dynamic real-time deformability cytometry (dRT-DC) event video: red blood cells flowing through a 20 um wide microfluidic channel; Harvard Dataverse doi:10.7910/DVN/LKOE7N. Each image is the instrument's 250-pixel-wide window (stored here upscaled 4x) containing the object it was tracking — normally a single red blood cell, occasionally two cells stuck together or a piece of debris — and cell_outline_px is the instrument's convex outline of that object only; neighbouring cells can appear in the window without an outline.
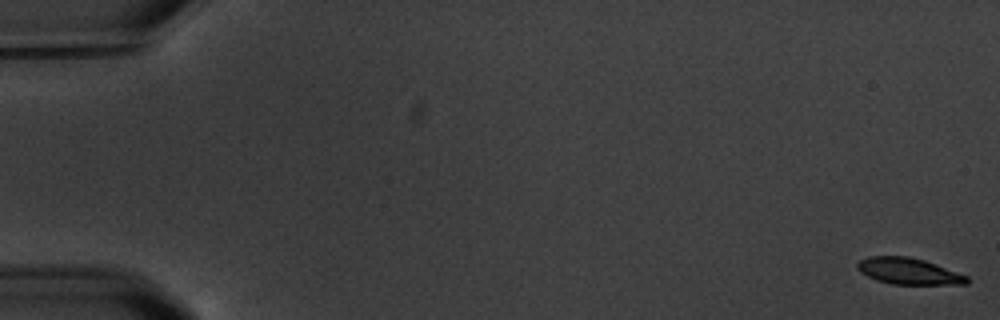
{"species": "common noctule bat (a hibernating species)", "species_latin": "Nyctalus noctula", "temperature_condition": "warm", "stored_images_in_passage": 7, "camera_frame_rate_fps": 3000, "um_per_image_px": 0.085, "animal": {"sex": "male", "body_mass_g": 20.1, "forearm_length_mm": 53.5}, "frame": {"image": 1, "passage_image": 1, "time_ms": 0.0, "image_size_px": [1000, 320], "cell_outline_px": [[968, 284], [892, 284], [876, 280], [860, 272], [856, 268], [856, 264], [860, 260], [868, 256], [908, 256], [924, 260], [936, 264], [968, 276]], "centroid_in_image_um": [77.21, 23.04], "position_along_channel_um": 7.8, "area_um2": 16.82}}